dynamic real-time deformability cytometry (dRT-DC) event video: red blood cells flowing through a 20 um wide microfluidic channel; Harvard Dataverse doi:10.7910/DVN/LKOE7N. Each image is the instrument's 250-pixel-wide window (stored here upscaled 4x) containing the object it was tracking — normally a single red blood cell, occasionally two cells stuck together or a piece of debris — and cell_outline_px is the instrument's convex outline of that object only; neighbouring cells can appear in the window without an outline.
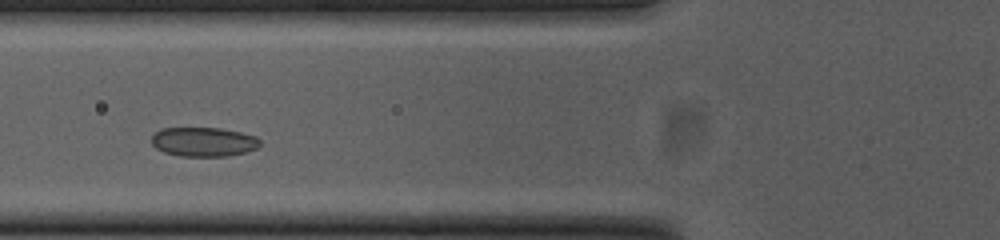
{"species": "common noctule bat (a hibernating species)", "species_latin": "Nyctalus noctula", "temperature_condition": "cold", "stored_images_in_passage": 32, "camera_frame_rate_fps": 3000, "um_per_image_px": 0.085, "animal": {"sex": "female", "body_mass_g": 23.0, "forearm_length_mm": 53.4}, "frame": {"image": 1, "passage_image": 4, "time_ms": 1.0, "image_size_px": [1000, 240], "cell_outline_px": [[260, 144], [256, 148], [244, 152], [228, 156], [180, 156], [164, 152], [156, 148], [152, 144], [152, 136], [160, 128], [220, 128], [240, 132], [256, 136], [260, 140]], "centroid_in_image_um": [17.29, 12.05], "position_along_channel_um": 108.5, "area_um2": 18.44}}
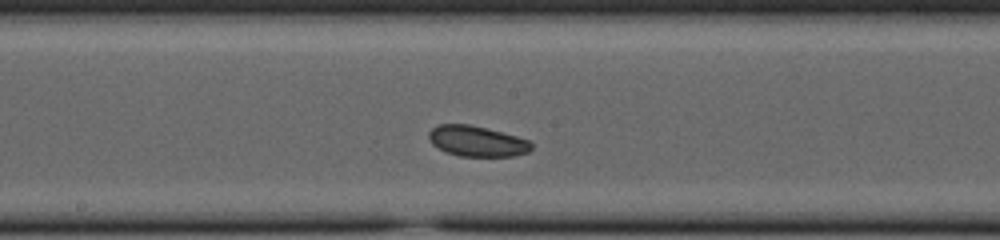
{"frame": {"image": 2, "passage_image": 12, "time_ms": 3.667, "image_size_px": [1000, 240], "cell_outline_px": [[532, 148], [528, 152], [512, 156], [460, 156], [448, 152], [432, 144], [428, 136], [428, 132], [432, 128], [440, 124], [468, 124], [488, 128], [532, 140]], "centroid_in_image_um": [40.58, 11.99], "position_along_channel_um": 207.6, "area_um2": 18.32}}
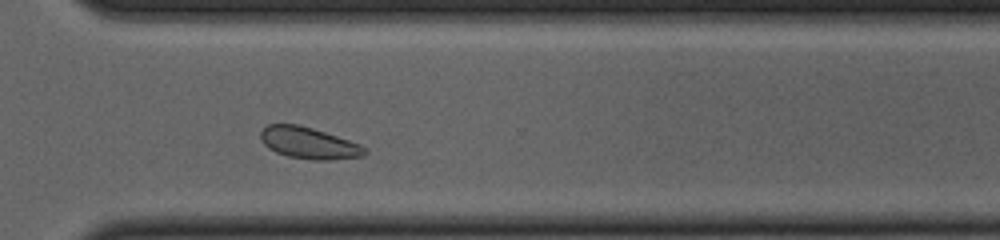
{"frame": {"image": 3, "passage_image": 23, "time_ms": 7.333, "image_size_px": [1000, 240], "cell_outline_px": [[368, 152], [364, 156], [332, 160], [312, 160], [288, 156], [276, 152], [268, 148], [264, 144], [260, 136], [260, 132], [268, 124], [300, 124], [360, 144]], "centroid_in_image_um": [26.24, 12.16], "position_along_channel_um": 344.4, "area_um2": 19.07}}